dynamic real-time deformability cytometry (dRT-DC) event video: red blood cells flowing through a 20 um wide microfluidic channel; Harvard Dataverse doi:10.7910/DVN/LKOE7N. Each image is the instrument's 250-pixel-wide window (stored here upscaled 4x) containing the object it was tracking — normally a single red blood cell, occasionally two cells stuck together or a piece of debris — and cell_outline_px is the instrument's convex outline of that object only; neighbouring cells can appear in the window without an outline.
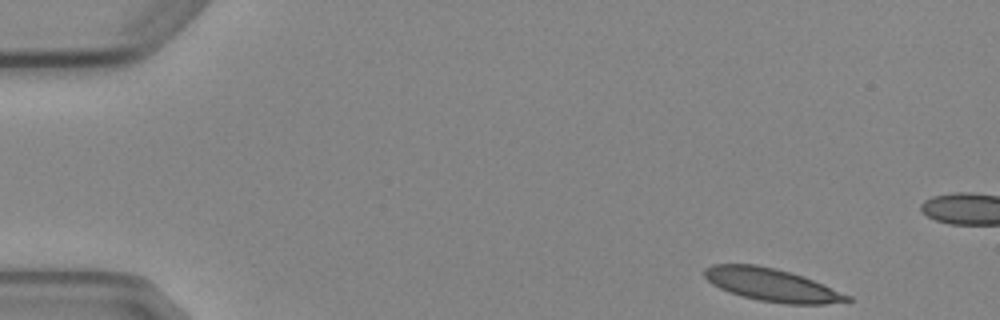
{"species": "Egyptian fruit bat (a non-hibernating species)", "species_latin": "Rousettus aegyptiacus", "temperature_condition": "cold", "stored_images_in_passage": 4, "camera_frame_rate_fps": 3000, "um_per_image_px": 0.085, "animal": {"sex": "female"}, "frame": {"image": 1, "passage_image": 1, "time_ms": 0.0, "image_size_px": [1000, 320], "cell_outline_px": [[852, 300], [824, 304], [788, 304], [760, 300], [728, 292], [712, 284], [704, 276], [704, 268], [712, 264], [756, 264], [776, 268], [804, 276], [852, 296]], "centroid_in_image_um": [65.6, 24.2], "position_along_channel_um": 19.4, "area_um2": 27.22}}